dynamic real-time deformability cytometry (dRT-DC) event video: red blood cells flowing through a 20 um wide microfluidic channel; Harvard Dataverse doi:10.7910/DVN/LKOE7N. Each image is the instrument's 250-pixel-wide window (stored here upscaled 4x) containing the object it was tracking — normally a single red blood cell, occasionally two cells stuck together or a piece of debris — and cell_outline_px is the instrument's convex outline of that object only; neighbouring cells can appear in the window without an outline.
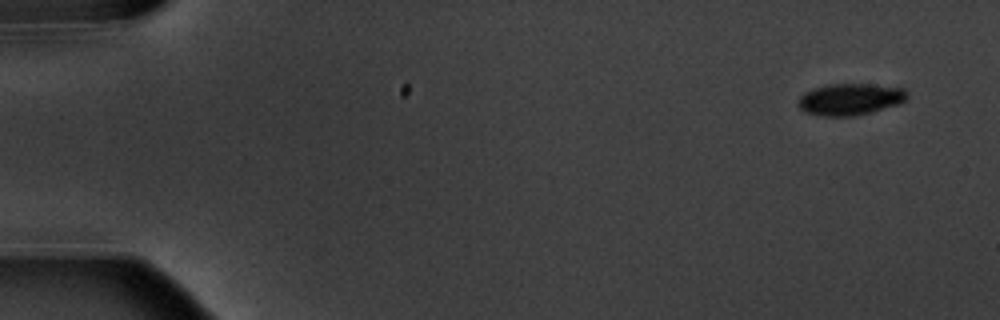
{"species": "common noctule bat (a hibernating species)", "species_latin": "Nyctalus noctula", "temperature_condition": "warm", "stored_images_in_passage": 5, "camera_frame_rate_fps": 3000, "um_per_image_px": 0.085, "animal": {"sex": "male", "body_mass_g": 20.1, "forearm_length_mm": 53.5}, "frame": {"image": 1, "passage_image": 1, "time_ms": 0.0, "image_size_px": [1000, 320], "cell_outline_px": [[908, 96], [900, 104], [856, 116], [824, 116], [804, 112], [796, 104], [800, 96], [804, 92], [828, 84], [872, 84], [904, 88], [908, 92]], "centroid_in_image_um": [72.26, 8.44], "position_along_channel_um": 12.7, "area_um2": 20.23}}
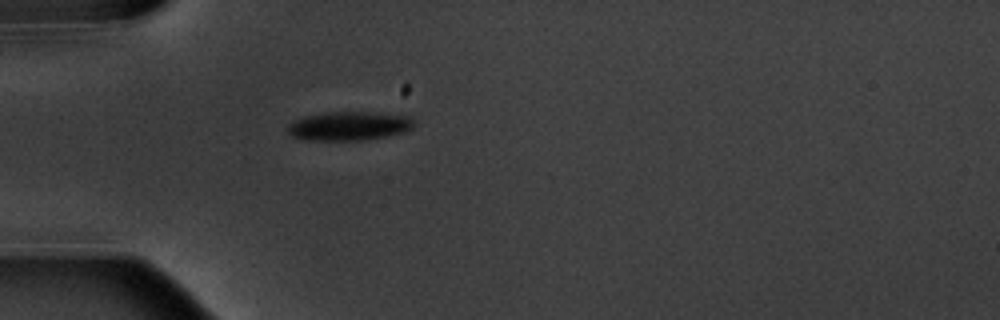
{"frame": {"image": 2, "passage_image": 5, "time_ms": 4.667, "image_size_px": [1000, 320], "cell_outline_px": [[412, 128], [404, 132], [384, 136], [360, 140], [308, 140], [292, 136], [288, 132], [288, 124], [304, 116], [332, 112], [368, 112], [408, 116], [412, 120]], "centroid_in_image_um": [29.63, 10.71], "position_along_channel_um": 55.4, "area_um2": 20.81}}